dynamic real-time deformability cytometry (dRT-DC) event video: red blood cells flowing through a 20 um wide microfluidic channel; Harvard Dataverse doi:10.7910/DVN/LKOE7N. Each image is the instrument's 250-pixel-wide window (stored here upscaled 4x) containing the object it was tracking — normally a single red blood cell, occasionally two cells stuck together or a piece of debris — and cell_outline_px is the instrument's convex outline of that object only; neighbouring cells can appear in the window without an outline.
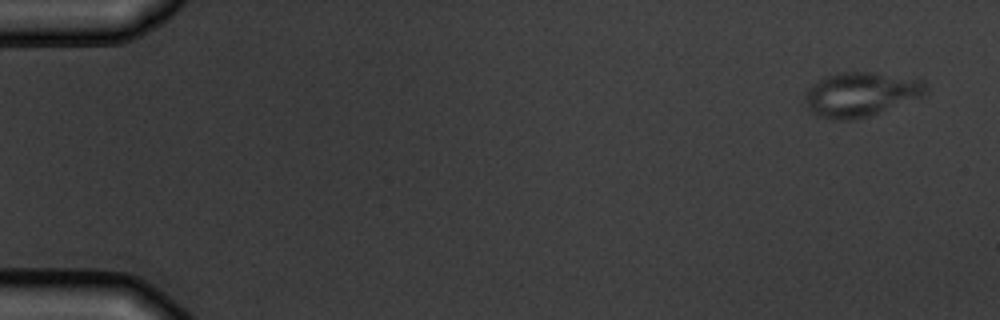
{"species": "common noctule bat (a hibernating species)", "species_latin": "Nyctalus noctula", "temperature_condition": "warm", "stored_images_in_passage": 5, "camera_frame_rate_fps": 3000, "um_per_image_px": 0.085, "animal": {"sex": "male", "body_mass_g": 19.5, "forearm_length_mm": 54.6}, "frame": {"image": 1, "passage_image": 1, "time_ms": 0.0, "image_size_px": [1000, 320], "cell_outline_px": [[928, 88], [920, 96], [868, 116], [848, 120], [836, 120], [820, 116], [812, 112], [808, 108], [804, 100], [804, 92], [816, 80], [824, 76], [840, 72], [872, 72], [924, 80]], "centroid_in_image_um": [73.09, 7.99], "position_along_channel_um": 11.9, "area_um2": 30.87}}